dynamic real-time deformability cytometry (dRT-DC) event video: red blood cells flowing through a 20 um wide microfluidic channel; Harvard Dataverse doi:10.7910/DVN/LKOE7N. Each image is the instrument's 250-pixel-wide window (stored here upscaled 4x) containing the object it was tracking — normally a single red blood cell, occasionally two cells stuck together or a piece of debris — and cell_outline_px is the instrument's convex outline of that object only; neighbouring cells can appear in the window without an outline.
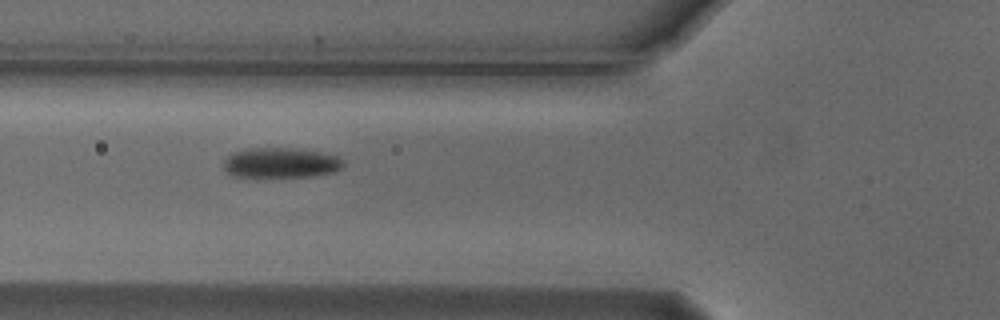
{"species": "Egyptian fruit bat (a non-hibernating species)", "species_latin": "Rousettus aegyptiacus", "temperature_condition": "cold", "stored_images_in_passage": 6, "camera_frame_rate_fps": 3000, "um_per_image_px": 0.085, "animal": {"sex": "male"}, "frame": {"image": 1, "passage_image": 2, "time_ms": 0.333, "image_size_px": [1000, 320], "cell_outline_px": [[344, 164], [340, 168], [332, 172], [312, 176], [232, 176], [224, 168], [224, 160], [232, 152], [248, 148], [292, 148], [320, 152], [336, 156]], "centroid_in_image_um": [23.82, 13.82], "position_along_channel_um": 102.0, "area_um2": 20.63}}
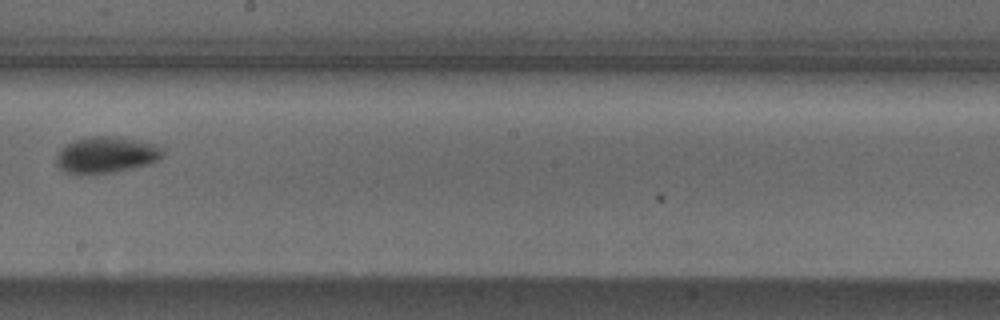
{"frame": {"image": 2, "passage_image": 5, "time_ms": 1.333, "image_size_px": [1000, 320], "cell_outline_px": [[164, 156], [152, 164], [116, 172], [88, 176], [80, 176], [64, 172], [56, 164], [56, 156], [60, 148], [76, 140], [92, 136], [116, 136], [156, 144], [164, 152]], "centroid_in_image_um": [9.02, 13.21], "position_along_channel_um": 239.2, "area_um2": 23.18}}
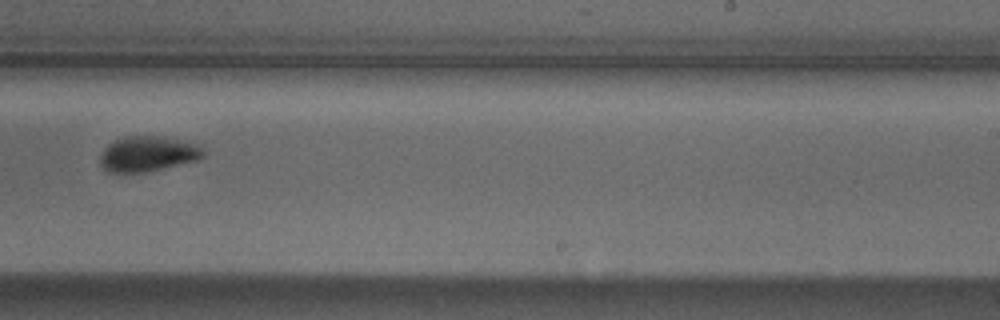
{"frame": {"image": 3, "passage_image": 6, "time_ms": 1.667, "image_size_px": [1000, 320], "cell_outline_px": [[204, 156], [196, 160], [144, 172], [108, 172], [100, 164], [100, 156], [104, 148], [108, 144], [124, 136], [164, 136], [200, 144], [204, 152]], "centroid_in_image_um": [12.57, 13.06], "position_along_channel_um": 276.4, "area_um2": 21.15}}